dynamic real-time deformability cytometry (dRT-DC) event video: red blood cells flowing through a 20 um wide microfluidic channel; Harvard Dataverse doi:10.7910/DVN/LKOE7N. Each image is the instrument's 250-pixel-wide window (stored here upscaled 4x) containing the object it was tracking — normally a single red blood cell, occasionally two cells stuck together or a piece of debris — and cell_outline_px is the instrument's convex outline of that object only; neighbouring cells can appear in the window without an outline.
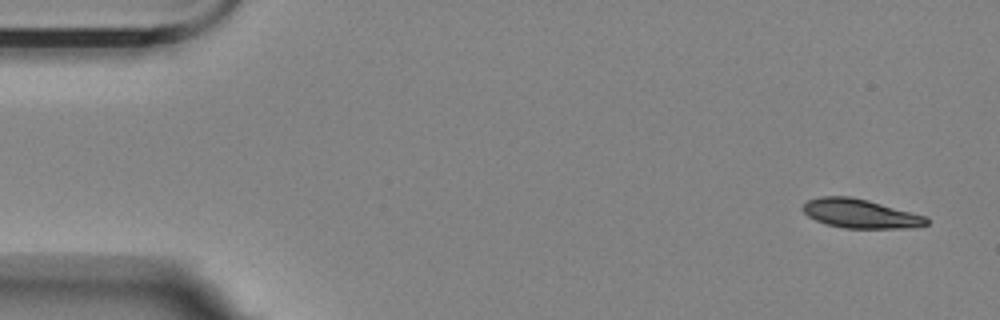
{"species": "Egyptian fruit bat (a non-hibernating species)", "species_latin": "Rousettus aegyptiacus", "temperature_condition": "room temperature", "stored_images_in_passage": 6, "segment_of_instrument_passage": [1, 2], "camera_frame_rate_fps": 3000, "um_per_image_px": 0.085, "animal": {"sex": "female"}, "frame": {"image": 1, "passage_image": 1, "time_ms": 0.0, "image_size_px": [1000, 320], "cell_outline_px": [[928, 224], [912, 228], [844, 228], [824, 224], [808, 216], [800, 208], [808, 200], [820, 196], [848, 196], [868, 200], [924, 216], [928, 220]], "centroid_in_image_um": [73.07, 18.16], "position_along_channel_um": 11.9, "area_um2": 20.81}}
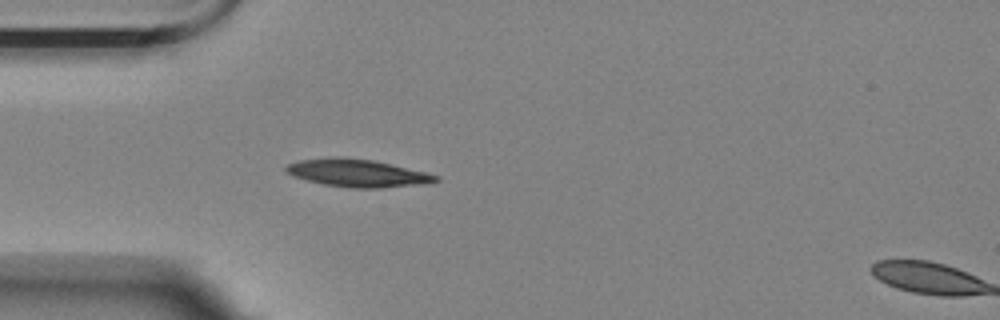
{"frame": {"image": 2, "passage_image": 5, "time_ms": 4.333, "image_size_px": [1000, 320], "cell_outline_px": [[440, 180], [424, 184], [380, 188], [348, 188], [324, 184], [292, 176], [284, 172], [284, 168], [288, 164], [300, 160], [332, 156], [344, 156], [372, 160], [424, 172], [440, 176]], "centroid_in_image_um": [30.34, 14.7], "position_along_channel_um": 54.7, "area_um2": 24.22}}